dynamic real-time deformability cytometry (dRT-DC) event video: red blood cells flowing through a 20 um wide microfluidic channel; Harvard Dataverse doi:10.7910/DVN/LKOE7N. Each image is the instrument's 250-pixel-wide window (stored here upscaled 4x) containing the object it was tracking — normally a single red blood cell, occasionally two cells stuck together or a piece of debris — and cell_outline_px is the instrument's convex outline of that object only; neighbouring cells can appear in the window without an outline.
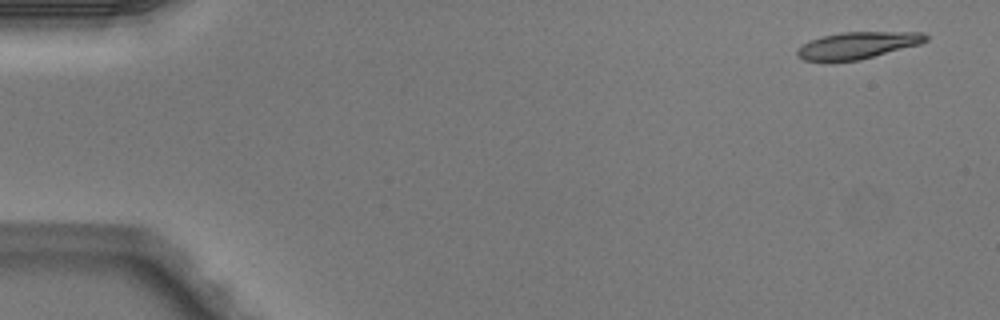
{"species": "Egyptian fruit bat (a non-hibernating species)", "species_latin": "Rousettus aegyptiacus", "temperature_condition": "warm", "stored_images_in_passage": 4, "camera_frame_rate_fps": 3000, "um_per_image_px": 0.085, "animal": {"sex": "male"}, "frame": {"image": 1, "passage_image": 1, "time_ms": 0.0, "image_size_px": [1000, 320], "cell_outline_px": [[928, 40], [920, 44], [860, 60], [804, 60], [796, 56], [796, 52], [804, 44], [812, 40], [824, 36], [840, 32], [924, 32], [928, 36]], "centroid_in_image_um": [72.96, 3.84], "position_along_channel_um": 12.0, "area_um2": 19.77}}
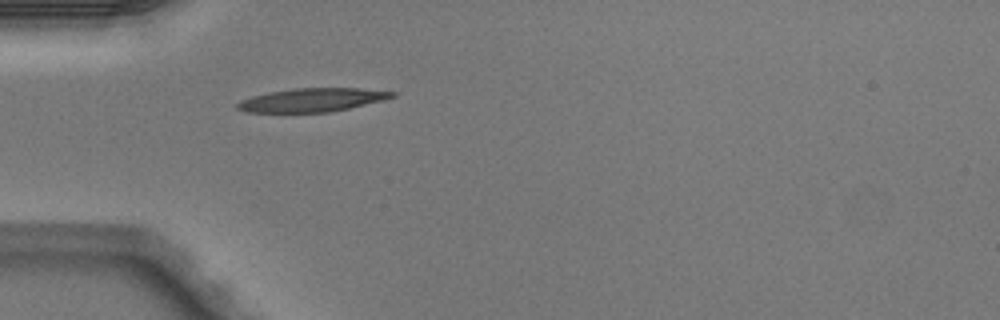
{"frame": {"image": 2, "passage_image": 4, "time_ms": 1.0, "image_size_px": [1000, 320], "cell_outline_px": [[396, 96], [384, 100], [332, 112], [244, 112], [236, 108], [236, 104], [240, 100], [252, 96], [268, 92], [292, 88], [360, 88], [396, 92]], "centroid_in_image_um": [26.52, 8.49], "position_along_channel_um": 58.5, "area_um2": 21.33}}